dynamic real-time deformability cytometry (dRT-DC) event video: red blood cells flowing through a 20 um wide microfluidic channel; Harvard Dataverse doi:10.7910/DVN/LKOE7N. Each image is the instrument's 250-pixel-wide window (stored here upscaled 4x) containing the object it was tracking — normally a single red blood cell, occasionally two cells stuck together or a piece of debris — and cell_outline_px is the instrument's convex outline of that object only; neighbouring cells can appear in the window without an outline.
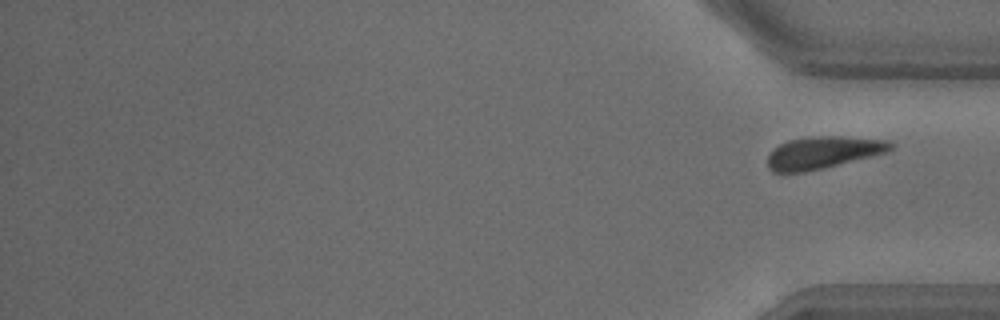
{"species": "common noctule bat (a hibernating species)", "species_latin": "Nyctalus noctula", "temperature_condition": "warm", "stored_images_in_passage": 26, "segment_of_instrument_passage": [2, 2], "camera_frame_rate_fps": 3000, "um_per_image_px": 0.085, "animal": {"sex": "male", "body_mass_g": 18.8}, "frame": {"image": 1, "passage_image": 26, "time_ms": 8.333, "image_size_px": [1000, 320], "cell_outline_px": [[896, 144], [888, 152], [872, 156], [804, 172], [772, 172], [768, 168], [768, 156], [780, 144], [788, 140], [812, 136], [840, 136], [888, 140]], "centroid_in_image_um": [69.99, 12.95], "position_along_channel_um": 365.2, "area_um2": 22.89}}